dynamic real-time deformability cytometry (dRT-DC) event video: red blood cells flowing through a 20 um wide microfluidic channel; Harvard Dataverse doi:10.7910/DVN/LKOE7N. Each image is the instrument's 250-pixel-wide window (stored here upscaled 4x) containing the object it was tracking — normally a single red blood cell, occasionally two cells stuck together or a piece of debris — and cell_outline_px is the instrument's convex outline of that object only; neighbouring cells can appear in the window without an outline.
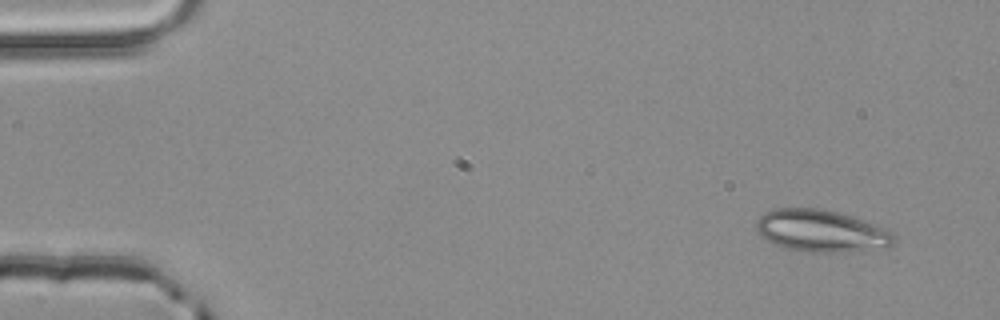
{"species": "common noctule bat (a hibernating species)", "species_latin": "Nyctalus noctula", "temperature_condition": "room temperature", "stored_images_in_passage": 3, "camera_frame_rate_fps": 3000, "um_per_image_px": 0.085, "animal": {"sex": "male", "body_mass_g": 20.4}, "frame": {"image": 1, "passage_image": 1, "time_ms": 0.0, "image_size_px": [1000, 320], "cell_outline_px": [[892, 244], [888, 248], [840, 252], [808, 252], [784, 248], [772, 244], [760, 236], [756, 232], [756, 220], [764, 212], [776, 208], [816, 208], [836, 212], [888, 228], [892, 232]], "centroid_in_image_um": [69.75, 19.64], "position_along_channel_um": 15.2, "area_um2": 33.87}}